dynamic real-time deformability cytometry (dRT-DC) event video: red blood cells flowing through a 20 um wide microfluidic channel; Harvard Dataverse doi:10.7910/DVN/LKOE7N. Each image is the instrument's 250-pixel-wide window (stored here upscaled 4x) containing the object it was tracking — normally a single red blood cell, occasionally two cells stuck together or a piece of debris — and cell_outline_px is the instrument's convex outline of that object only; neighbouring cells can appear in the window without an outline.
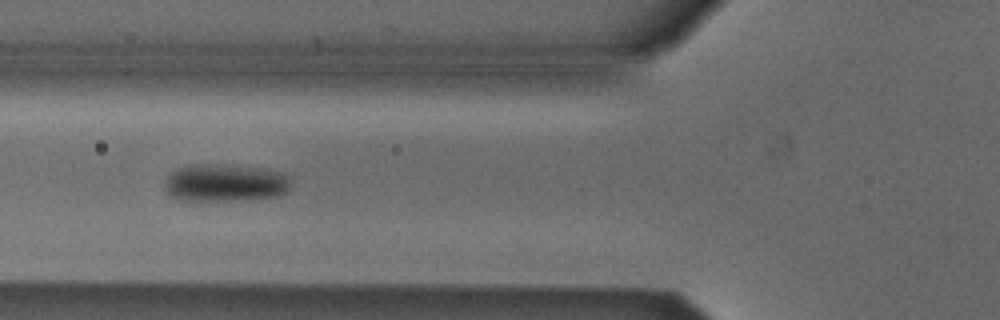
{"species": "Egyptian fruit bat (a non-hibernating species)", "species_latin": "Rousettus aegyptiacus", "temperature_condition": "cold", "stored_images_in_passage": 41, "camera_frame_rate_fps": 3000, "um_per_image_px": 0.085, "animal": {"sex": "male"}, "frame": {"image": 1, "passage_image": 11, "time_ms": 3.333, "image_size_px": [1000, 320], "cell_outline_px": [[288, 192], [276, 196], [240, 200], [180, 200], [168, 196], [164, 188], [164, 184], [168, 176], [172, 172], [180, 168], [192, 164], [224, 164], [256, 168], [280, 172], [288, 180]], "centroid_in_image_um": [19.05, 15.55], "position_along_channel_um": 106.8, "area_um2": 27.34}}
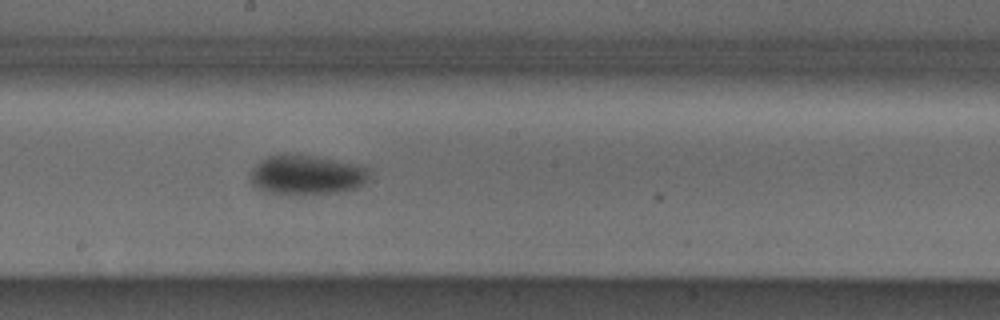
{"frame": {"image": 2, "passage_image": 20, "time_ms": 6.333, "image_size_px": [1000, 320], "cell_outline_px": [[368, 180], [364, 184], [356, 188], [336, 192], [260, 192], [252, 184], [252, 168], [260, 160], [268, 156], [316, 156], [352, 164], [368, 168]], "centroid_in_image_um": [26.05, 14.86], "position_along_channel_um": 222.1, "area_um2": 26.24}}
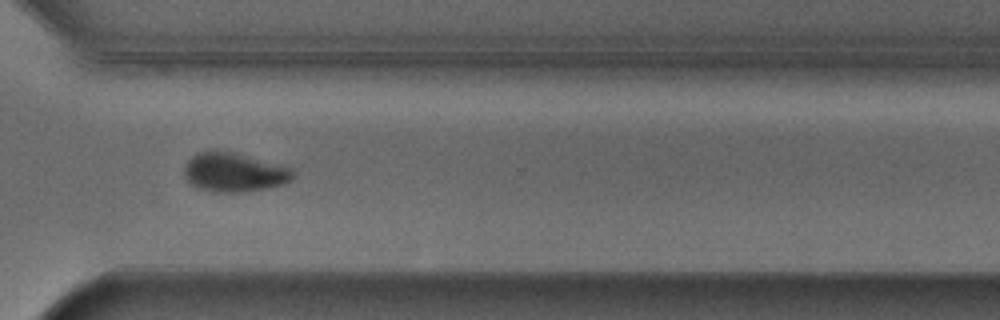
{"frame": {"image": 3, "passage_image": 30, "time_ms": 9.667, "image_size_px": [1000, 320], "cell_outline_px": [[296, 172], [292, 180], [284, 184], [244, 192], [212, 192], [196, 188], [184, 176], [184, 168], [188, 160], [196, 152], [208, 148], [216, 148], [288, 164]], "centroid_in_image_um": [19.94, 14.59], "position_along_channel_um": 350.7, "area_um2": 25.89}, "authors_computed_cell_mechanics": {"area_um2": 26.4146, "velocity_mm_per_s": 3.8583, "shape_relaxation_time_tau1_ms": 2.0238, "shape_relaxation_time_tau2_ms": null, "deformation_change_tau1": 0.0956, "deformation_change_tau2": null}}